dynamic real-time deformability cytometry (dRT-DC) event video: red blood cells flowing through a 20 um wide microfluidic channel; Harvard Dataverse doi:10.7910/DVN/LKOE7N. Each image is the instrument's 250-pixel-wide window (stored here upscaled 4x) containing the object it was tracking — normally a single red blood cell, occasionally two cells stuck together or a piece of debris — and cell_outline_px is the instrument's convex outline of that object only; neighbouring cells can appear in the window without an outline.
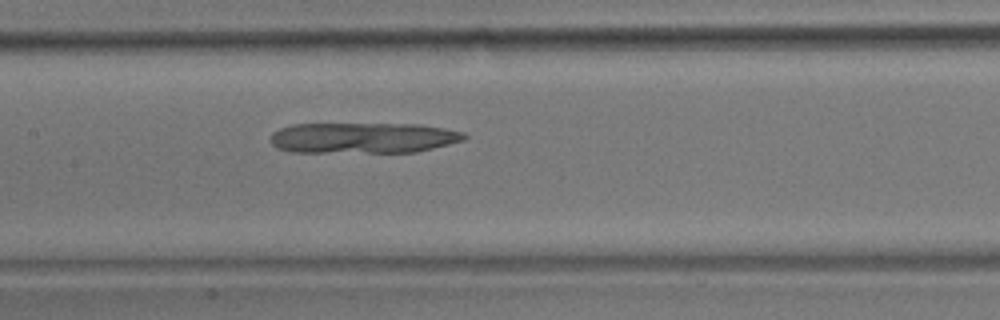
{"species": "common noctule bat (a hibernating species)", "species_latin": "Nyctalus noctula", "temperature_condition": "room temperature", "stored_images_in_passage": 30, "camera_frame_rate_fps": 3000, "um_per_image_px": 0.085, "animal": {"sex": "male", "body_mass_g": 17.9}, "frame": {"image": 1, "passage_image": 26, "time_ms": 8.333, "image_size_px": [1000, 320], "cell_outline_px": [[468, 136], [464, 140], [416, 152], [288, 152], [276, 148], [268, 140], [272, 132], [280, 128], [292, 124], [420, 124], [444, 128], [464, 132]], "centroid_in_image_um": [30.81, 11.72], "position_along_channel_um": 176.6, "area_um2": 34.97}}